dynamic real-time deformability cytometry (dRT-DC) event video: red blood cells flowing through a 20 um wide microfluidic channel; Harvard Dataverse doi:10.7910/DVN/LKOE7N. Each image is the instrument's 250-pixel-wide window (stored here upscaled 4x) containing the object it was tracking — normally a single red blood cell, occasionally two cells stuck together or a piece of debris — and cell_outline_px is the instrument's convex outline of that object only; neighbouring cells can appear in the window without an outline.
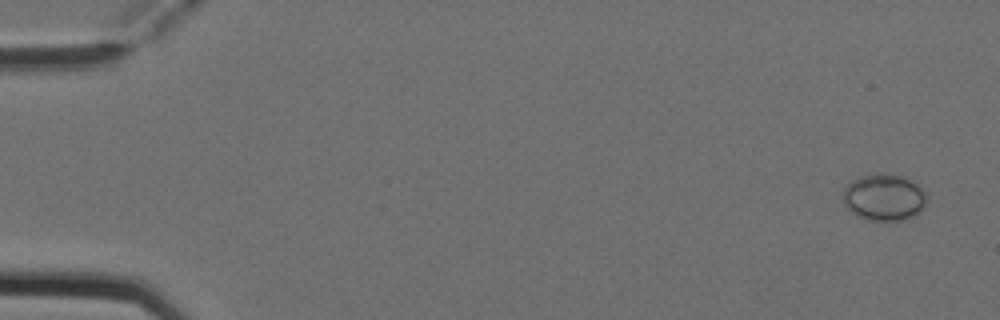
{"species": "Egyptian fruit bat (a non-hibernating species)", "species_latin": "Rousettus aegyptiacus", "temperature_condition": "cold", "stored_images_in_passage": 4, "camera_frame_rate_fps": 3000, "um_per_image_px": 0.085, "animal": {"sex": "female"}, "frame": {"image": 1, "passage_image": 1, "time_ms": 0.0, "image_size_px": [1000, 320], "cell_outline_px": [[924, 208], [920, 212], [904, 220], [868, 220], [856, 216], [844, 204], [844, 188], [852, 180], [860, 176], [876, 172], [888, 172], [900, 176], [916, 184], [924, 192]], "centroid_in_image_um": [75.1, 16.76], "position_along_channel_um": 9.9, "area_um2": 22.66}}